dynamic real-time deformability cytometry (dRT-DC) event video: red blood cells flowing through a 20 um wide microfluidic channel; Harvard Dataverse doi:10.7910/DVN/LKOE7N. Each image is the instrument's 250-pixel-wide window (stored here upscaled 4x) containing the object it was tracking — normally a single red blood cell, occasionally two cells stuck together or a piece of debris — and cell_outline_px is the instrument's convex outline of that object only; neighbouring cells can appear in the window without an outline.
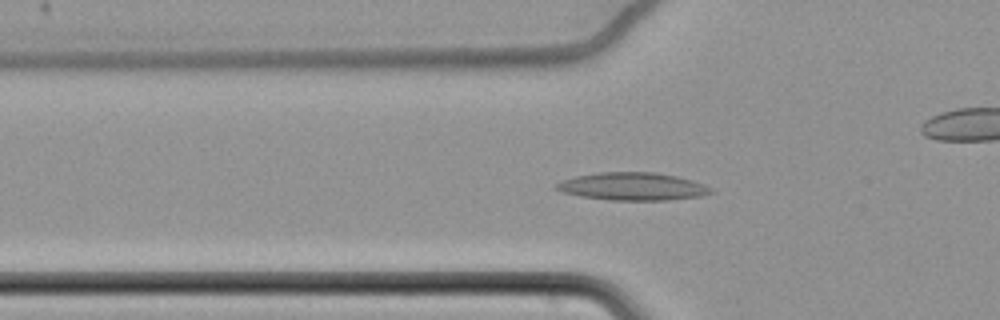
{"species": "common noctule bat (a hibernating species)", "species_latin": "Nyctalus noctula", "temperature_condition": "cold", "stored_images_in_passage": 64, "camera_frame_rate_fps": 3000, "um_per_image_px": 0.085, "animal": {"sex": "female", "body_mass_g": 22.7, "forearm_length_mm": 54.2}, "frame": {"image": 1, "passage_image": 24, "time_ms": 7.667, "image_size_px": [1000, 320], "cell_outline_px": [[712, 192], [700, 196], [668, 200], [608, 200], [580, 196], [560, 192], [552, 188], [560, 180], [576, 176], [600, 172], [656, 172], [676, 176], [692, 180], [704, 184], [712, 188]], "centroid_in_image_um": [53.72, 15.85], "position_along_channel_um": 72.1, "area_um2": 25.14}}
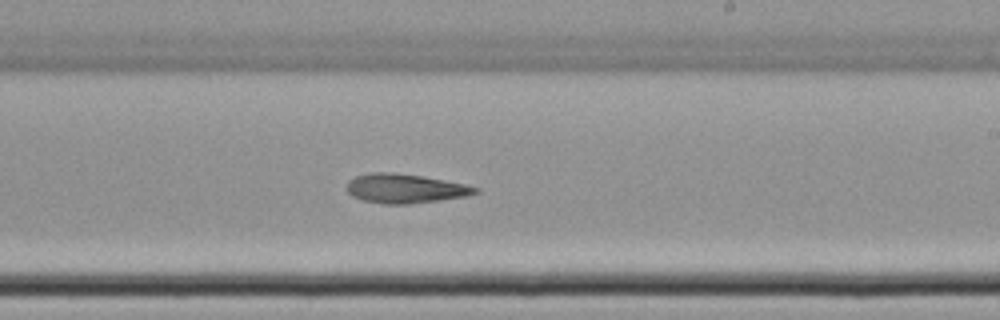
{"frame": {"image": 2, "passage_image": 40, "time_ms": 13.0, "image_size_px": [1000, 320], "cell_outline_px": [[480, 192], [468, 196], [412, 204], [384, 204], [364, 200], [352, 196], [348, 192], [348, 180], [356, 176], [372, 172], [392, 172], [420, 176], [444, 180], [464, 184], [480, 188]], "centroid_in_image_um": [34.46, 16.03], "position_along_channel_um": 254.5, "area_um2": 21.85}}
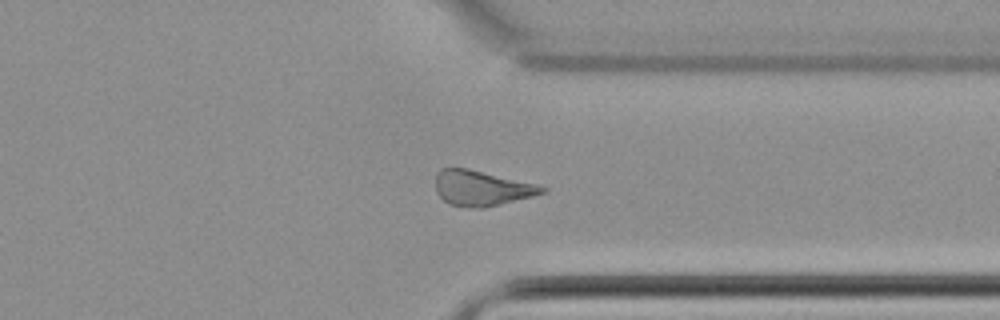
{"frame": {"image": 3, "passage_image": 50, "time_ms": 16.333, "image_size_px": [1000, 320], "cell_outline_px": [[548, 192], [484, 208], [468, 208], [448, 204], [436, 192], [436, 172], [440, 168], [468, 168], [536, 184], [548, 188]], "centroid_in_image_um": [40.92, 15.99], "position_along_channel_um": 370.5, "area_um2": 21.96}}